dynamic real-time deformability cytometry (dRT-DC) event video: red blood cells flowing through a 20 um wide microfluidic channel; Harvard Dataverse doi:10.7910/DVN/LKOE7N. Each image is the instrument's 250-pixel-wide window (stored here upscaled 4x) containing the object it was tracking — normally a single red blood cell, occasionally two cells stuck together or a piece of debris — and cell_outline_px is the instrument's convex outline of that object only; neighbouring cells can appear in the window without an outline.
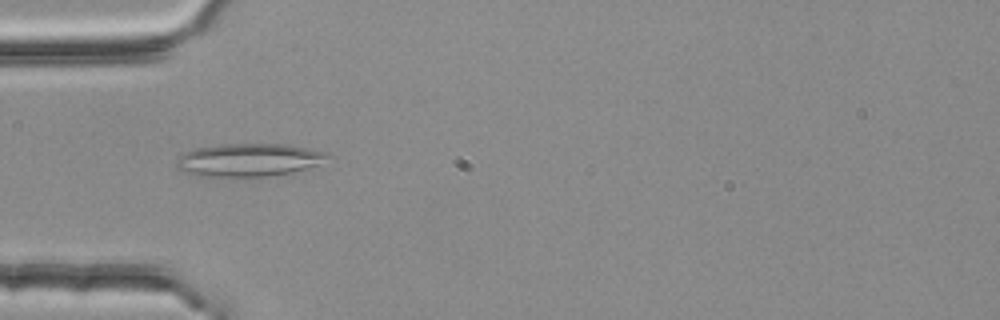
{"species": "common noctule bat (a hibernating species)", "species_latin": "Nyctalus noctula", "temperature_condition": "room temperature", "stored_images_in_passage": 19, "camera_frame_rate_fps": 3000, "um_per_image_px": 0.085, "animal": {"sex": "female", "body_mass_g": 25.1}, "frame": {"image": 1, "passage_image": 16, "time_ms": 5.0, "image_size_px": [1000, 320], "cell_outline_px": [[328, 156], [316, 164], [304, 168], [288, 172], [264, 176], [236, 180], [196, 176], [184, 172], [176, 168], [176, 156], [184, 152], [196, 148], [228, 144], [284, 144], [308, 148], [328, 152]], "centroid_in_image_um": [20.98, 13.63], "position_along_channel_um": 64.0, "area_um2": 29.54}}